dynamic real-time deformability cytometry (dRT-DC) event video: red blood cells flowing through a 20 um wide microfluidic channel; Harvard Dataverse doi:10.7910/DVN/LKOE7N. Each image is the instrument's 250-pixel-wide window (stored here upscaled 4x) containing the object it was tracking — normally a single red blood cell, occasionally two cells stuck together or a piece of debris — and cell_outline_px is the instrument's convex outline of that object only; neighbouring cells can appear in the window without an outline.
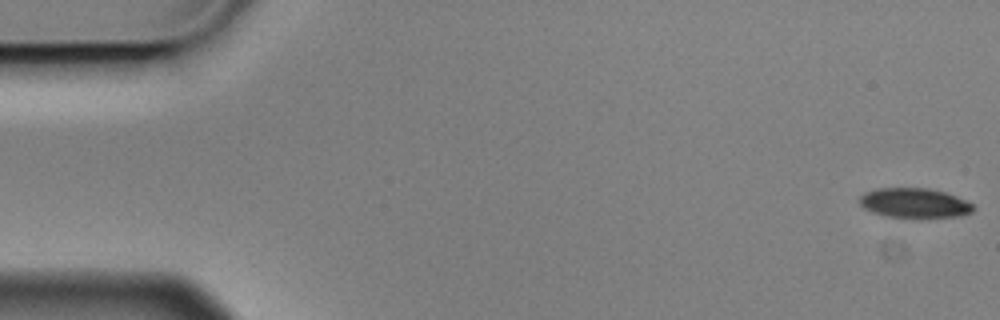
{"species": "Egyptian fruit bat (a non-hibernating species)", "species_latin": "Rousettus aegyptiacus", "temperature_condition": "cold", "stored_images_in_passage": 5, "camera_frame_rate_fps": 3000, "um_per_image_px": 0.085, "animal": {"sex": "male"}, "frame": {"image": 1, "passage_image": 1, "time_ms": 0.0, "image_size_px": [1000, 320], "cell_outline_px": [[976, 208], [972, 212], [960, 216], [884, 216], [872, 212], [864, 208], [860, 204], [860, 196], [864, 192], [876, 188], [928, 188], [944, 192], [956, 196], [972, 204]], "centroid_in_image_um": [77.7, 17.23], "position_along_channel_um": 7.3, "area_um2": 19.31}}